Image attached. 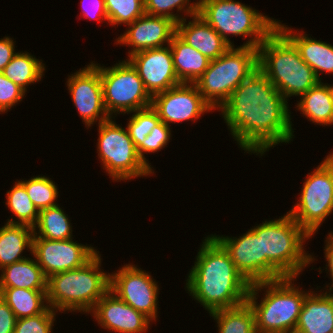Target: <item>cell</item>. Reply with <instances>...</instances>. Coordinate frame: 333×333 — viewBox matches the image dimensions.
Segmentation results:
<instances>
[{"label":"cell","mask_w":333,"mask_h":333,"mask_svg":"<svg viewBox=\"0 0 333 333\" xmlns=\"http://www.w3.org/2000/svg\"><path fill=\"white\" fill-rule=\"evenodd\" d=\"M288 101L257 69L245 79L218 111L246 154L261 158L281 143L295 138Z\"/></svg>","instance_id":"6da1fadb"},{"label":"cell","mask_w":333,"mask_h":333,"mask_svg":"<svg viewBox=\"0 0 333 333\" xmlns=\"http://www.w3.org/2000/svg\"><path fill=\"white\" fill-rule=\"evenodd\" d=\"M204 238L185 280L187 293L208 313L246 303L250 284L224 247L212 235Z\"/></svg>","instance_id":"7a4b0ae2"},{"label":"cell","mask_w":333,"mask_h":333,"mask_svg":"<svg viewBox=\"0 0 333 333\" xmlns=\"http://www.w3.org/2000/svg\"><path fill=\"white\" fill-rule=\"evenodd\" d=\"M280 217L250 228L261 237L262 282L285 277L299 279L302 271L317 261L304 247L311 237L287 212Z\"/></svg>","instance_id":"3957f363"},{"label":"cell","mask_w":333,"mask_h":333,"mask_svg":"<svg viewBox=\"0 0 333 333\" xmlns=\"http://www.w3.org/2000/svg\"><path fill=\"white\" fill-rule=\"evenodd\" d=\"M295 281L297 278L285 277L250 285L246 302L255 315L256 333L294 332L305 296L311 291H305Z\"/></svg>","instance_id":"277c9868"},{"label":"cell","mask_w":333,"mask_h":333,"mask_svg":"<svg viewBox=\"0 0 333 333\" xmlns=\"http://www.w3.org/2000/svg\"><path fill=\"white\" fill-rule=\"evenodd\" d=\"M98 252L84 266L47 278L48 306L60 313L88 314L110 290V273L102 267ZM102 269V270H101Z\"/></svg>","instance_id":"5b68a950"},{"label":"cell","mask_w":333,"mask_h":333,"mask_svg":"<svg viewBox=\"0 0 333 333\" xmlns=\"http://www.w3.org/2000/svg\"><path fill=\"white\" fill-rule=\"evenodd\" d=\"M258 69L287 101L301 97L320 81L277 27L258 46Z\"/></svg>","instance_id":"8992f818"},{"label":"cell","mask_w":333,"mask_h":333,"mask_svg":"<svg viewBox=\"0 0 333 333\" xmlns=\"http://www.w3.org/2000/svg\"><path fill=\"white\" fill-rule=\"evenodd\" d=\"M198 15L230 46L235 45L229 36H242L244 40L249 38L240 46L258 48L276 28L277 22L236 0H199Z\"/></svg>","instance_id":"52a82bcc"},{"label":"cell","mask_w":333,"mask_h":333,"mask_svg":"<svg viewBox=\"0 0 333 333\" xmlns=\"http://www.w3.org/2000/svg\"><path fill=\"white\" fill-rule=\"evenodd\" d=\"M257 69L258 48L231 46L219 58L210 61L195 85L215 111Z\"/></svg>","instance_id":"ba28073f"},{"label":"cell","mask_w":333,"mask_h":333,"mask_svg":"<svg viewBox=\"0 0 333 333\" xmlns=\"http://www.w3.org/2000/svg\"><path fill=\"white\" fill-rule=\"evenodd\" d=\"M98 127L96 150L101 168L113 182L134 180L155 172L139 157L127 128L117 124L115 117L101 122Z\"/></svg>","instance_id":"9c48e42d"},{"label":"cell","mask_w":333,"mask_h":333,"mask_svg":"<svg viewBox=\"0 0 333 333\" xmlns=\"http://www.w3.org/2000/svg\"><path fill=\"white\" fill-rule=\"evenodd\" d=\"M304 179L297 202L287 213L311 237L333 214V151Z\"/></svg>","instance_id":"30bf717a"},{"label":"cell","mask_w":333,"mask_h":333,"mask_svg":"<svg viewBox=\"0 0 333 333\" xmlns=\"http://www.w3.org/2000/svg\"><path fill=\"white\" fill-rule=\"evenodd\" d=\"M91 63L100 72L103 103L110 117H116L120 113L128 115L151 106L152 96L127 59L120 60L111 67L101 66L95 61Z\"/></svg>","instance_id":"8fae6325"},{"label":"cell","mask_w":333,"mask_h":333,"mask_svg":"<svg viewBox=\"0 0 333 333\" xmlns=\"http://www.w3.org/2000/svg\"><path fill=\"white\" fill-rule=\"evenodd\" d=\"M118 268L110 273V290L155 324L159 317L158 295L161 290L158 281L151 273L130 262Z\"/></svg>","instance_id":"7c38bea8"},{"label":"cell","mask_w":333,"mask_h":333,"mask_svg":"<svg viewBox=\"0 0 333 333\" xmlns=\"http://www.w3.org/2000/svg\"><path fill=\"white\" fill-rule=\"evenodd\" d=\"M86 66V67H85ZM75 73L67 75L66 87L87 129L110 118L103 103L99 70L90 62ZM98 122V123H96Z\"/></svg>","instance_id":"4fadbf2b"},{"label":"cell","mask_w":333,"mask_h":333,"mask_svg":"<svg viewBox=\"0 0 333 333\" xmlns=\"http://www.w3.org/2000/svg\"><path fill=\"white\" fill-rule=\"evenodd\" d=\"M99 251L91 246L78 243L73 239L48 240L33 238L32 254L46 278L51 275L84 266Z\"/></svg>","instance_id":"5bb4252c"},{"label":"cell","mask_w":333,"mask_h":333,"mask_svg":"<svg viewBox=\"0 0 333 333\" xmlns=\"http://www.w3.org/2000/svg\"><path fill=\"white\" fill-rule=\"evenodd\" d=\"M151 107L157 112L160 120L171 126L172 123L192 121L204 116V113L214 112L203 99L197 86L181 83L164 92L152 96Z\"/></svg>","instance_id":"9a60e30c"},{"label":"cell","mask_w":333,"mask_h":333,"mask_svg":"<svg viewBox=\"0 0 333 333\" xmlns=\"http://www.w3.org/2000/svg\"><path fill=\"white\" fill-rule=\"evenodd\" d=\"M125 27L127 30L115 39L114 45L131 48L128 57L143 50L168 46L176 34L174 21L146 13Z\"/></svg>","instance_id":"2e32d148"},{"label":"cell","mask_w":333,"mask_h":333,"mask_svg":"<svg viewBox=\"0 0 333 333\" xmlns=\"http://www.w3.org/2000/svg\"><path fill=\"white\" fill-rule=\"evenodd\" d=\"M151 96L180 85L170 46L137 52L127 58Z\"/></svg>","instance_id":"e0dca14e"},{"label":"cell","mask_w":333,"mask_h":333,"mask_svg":"<svg viewBox=\"0 0 333 333\" xmlns=\"http://www.w3.org/2000/svg\"><path fill=\"white\" fill-rule=\"evenodd\" d=\"M97 324L114 333H146L152 321L109 290L89 313Z\"/></svg>","instance_id":"ac0fdd59"},{"label":"cell","mask_w":333,"mask_h":333,"mask_svg":"<svg viewBox=\"0 0 333 333\" xmlns=\"http://www.w3.org/2000/svg\"><path fill=\"white\" fill-rule=\"evenodd\" d=\"M228 252L237 271L251 285L262 282L261 237L251 229L238 237L211 234Z\"/></svg>","instance_id":"d6986e66"},{"label":"cell","mask_w":333,"mask_h":333,"mask_svg":"<svg viewBox=\"0 0 333 333\" xmlns=\"http://www.w3.org/2000/svg\"><path fill=\"white\" fill-rule=\"evenodd\" d=\"M280 21L277 19L276 27L295 45L301 58L313 69L317 78L322 81L320 75L323 73L333 76V45L311 38L303 30L296 31Z\"/></svg>","instance_id":"ffe728a7"},{"label":"cell","mask_w":333,"mask_h":333,"mask_svg":"<svg viewBox=\"0 0 333 333\" xmlns=\"http://www.w3.org/2000/svg\"><path fill=\"white\" fill-rule=\"evenodd\" d=\"M311 289L305 296L294 333H330L333 329V290Z\"/></svg>","instance_id":"44dd1931"},{"label":"cell","mask_w":333,"mask_h":333,"mask_svg":"<svg viewBox=\"0 0 333 333\" xmlns=\"http://www.w3.org/2000/svg\"><path fill=\"white\" fill-rule=\"evenodd\" d=\"M192 19V20H191ZM176 24V34L188 45L215 60L231 46L198 14ZM188 22V23H187Z\"/></svg>","instance_id":"7402d4cb"},{"label":"cell","mask_w":333,"mask_h":333,"mask_svg":"<svg viewBox=\"0 0 333 333\" xmlns=\"http://www.w3.org/2000/svg\"><path fill=\"white\" fill-rule=\"evenodd\" d=\"M169 46L178 80L181 83L195 84L211 60L185 43L177 34L172 37Z\"/></svg>","instance_id":"603a6c76"},{"label":"cell","mask_w":333,"mask_h":333,"mask_svg":"<svg viewBox=\"0 0 333 333\" xmlns=\"http://www.w3.org/2000/svg\"><path fill=\"white\" fill-rule=\"evenodd\" d=\"M0 273V288L47 290V278L33 255L3 267Z\"/></svg>","instance_id":"cb8c5ba5"},{"label":"cell","mask_w":333,"mask_h":333,"mask_svg":"<svg viewBox=\"0 0 333 333\" xmlns=\"http://www.w3.org/2000/svg\"><path fill=\"white\" fill-rule=\"evenodd\" d=\"M295 106L314 125H333V101L328 83L319 81L300 97Z\"/></svg>","instance_id":"d4e9b609"},{"label":"cell","mask_w":333,"mask_h":333,"mask_svg":"<svg viewBox=\"0 0 333 333\" xmlns=\"http://www.w3.org/2000/svg\"><path fill=\"white\" fill-rule=\"evenodd\" d=\"M0 228V269L27 257L23 252L32 254L33 228L27 225L4 223Z\"/></svg>","instance_id":"484cf974"},{"label":"cell","mask_w":333,"mask_h":333,"mask_svg":"<svg viewBox=\"0 0 333 333\" xmlns=\"http://www.w3.org/2000/svg\"><path fill=\"white\" fill-rule=\"evenodd\" d=\"M45 67L42 59H37L28 51H18L2 73L27 93L29 85L36 84L43 79Z\"/></svg>","instance_id":"4316f807"},{"label":"cell","mask_w":333,"mask_h":333,"mask_svg":"<svg viewBox=\"0 0 333 333\" xmlns=\"http://www.w3.org/2000/svg\"><path fill=\"white\" fill-rule=\"evenodd\" d=\"M46 292L47 290L0 288V296L17 319L43 313L49 307Z\"/></svg>","instance_id":"83f0119b"},{"label":"cell","mask_w":333,"mask_h":333,"mask_svg":"<svg viewBox=\"0 0 333 333\" xmlns=\"http://www.w3.org/2000/svg\"><path fill=\"white\" fill-rule=\"evenodd\" d=\"M59 203L55 206L39 211L36 225L33 227V238H45L48 240H67L74 239L73 226Z\"/></svg>","instance_id":"f1b7e54d"},{"label":"cell","mask_w":333,"mask_h":333,"mask_svg":"<svg viewBox=\"0 0 333 333\" xmlns=\"http://www.w3.org/2000/svg\"><path fill=\"white\" fill-rule=\"evenodd\" d=\"M217 324L218 333H256L255 315L246 302L230 309L209 313Z\"/></svg>","instance_id":"f546056e"},{"label":"cell","mask_w":333,"mask_h":333,"mask_svg":"<svg viewBox=\"0 0 333 333\" xmlns=\"http://www.w3.org/2000/svg\"><path fill=\"white\" fill-rule=\"evenodd\" d=\"M5 205L14 214V219L8 218L6 223L27 225L32 228L36 225L39 211L30 200L25 186L18 179L11 190L7 191Z\"/></svg>","instance_id":"4dcf8cb0"},{"label":"cell","mask_w":333,"mask_h":333,"mask_svg":"<svg viewBox=\"0 0 333 333\" xmlns=\"http://www.w3.org/2000/svg\"><path fill=\"white\" fill-rule=\"evenodd\" d=\"M144 11L149 15L169 18L177 24L198 14L199 0L192 3L191 0H144Z\"/></svg>","instance_id":"1f68e13d"},{"label":"cell","mask_w":333,"mask_h":333,"mask_svg":"<svg viewBox=\"0 0 333 333\" xmlns=\"http://www.w3.org/2000/svg\"><path fill=\"white\" fill-rule=\"evenodd\" d=\"M51 179L45 175H38L28 180H19L38 211L57 205L56 201L60 195L58 187Z\"/></svg>","instance_id":"d6a6232c"},{"label":"cell","mask_w":333,"mask_h":333,"mask_svg":"<svg viewBox=\"0 0 333 333\" xmlns=\"http://www.w3.org/2000/svg\"><path fill=\"white\" fill-rule=\"evenodd\" d=\"M108 24L128 25L145 14L144 0H104Z\"/></svg>","instance_id":"836d02e7"},{"label":"cell","mask_w":333,"mask_h":333,"mask_svg":"<svg viewBox=\"0 0 333 333\" xmlns=\"http://www.w3.org/2000/svg\"><path fill=\"white\" fill-rule=\"evenodd\" d=\"M131 113L126 128L132 142L138 148L161 120L151 106Z\"/></svg>","instance_id":"e575fe53"},{"label":"cell","mask_w":333,"mask_h":333,"mask_svg":"<svg viewBox=\"0 0 333 333\" xmlns=\"http://www.w3.org/2000/svg\"><path fill=\"white\" fill-rule=\"evenodd\" d=\"M171 126H168L164 122L160 121V123L155 126L150 134L145 138L143 143L137 148V152L139 157L146 163L153 171L154 168L150 165L149 160L146 158L148 153L152 154L155 152H159L167 147V144L170 142L172 137ZM146 154V155H145Z\"/></svg>","instance_id":"d590c367"},{"label":"cell","mask_w":333,"mask_h":333,"mask_svg":"<svg viewBox=\"0 0 333 333\" xmlns=\"http://www.w3.org/2000/svg\"><path fill=\"white\" fill-rule=\"evenodd\" d=\"M58 312L48 307L36 316L17 319L14 333H53Z\"/></svg>","instance_id":"8d00e7d4"},{"label":"cell","mask_w":333,"mask_h":333,"mask_svg":"<svg viewBox=\"0 0 333 333\" xmlns=\"http://www.w3.org/2000/svg\"><path fill=\"white\" fill-rule=\"evenodd\" d=\"M26 92L13 83L0 72V114H5L9 110L21 103Z\"/></svg>","instance_id":"74e56055"},{"label":"cell","mask_w":333,"mask_h":333,"mask_svg":"<svg viewBox=\"0 0 333 333\" xmlns=\"http://www.w3.org/2000/svg\"><path fill=\"white\" fill-rule=\"evenodd\" d=\"M81 14L79 15L82 19L94 20L98 23H106L108 24V16L105 8L104 0H81ZM107 21V22H106Z\"/></svg>","instance_id":"f35d334b"},{"label":"cell","mask_w":333,"mask_h":333,"mask_svg":"<svg viewBox=\"0 0 333 333\" xmlns=\"http://www.w3.org/2000/svg\"><path fill=\"white\" fill-rule=\"evenodd\" d=\"M17 318L0 296V333H14Z\"/></svg>","instance_id":"ab89813d"},{"label":"cell","mask_w":333,"mask_h":333,"mask_svg":"<svg viewBox=\"0 0 333 333\" xmlns=\"http://www.w3.org/2000/svg\"><path fill=\"white\" fill-rule=\"evenodd\" d=\"M15 42L13 37L5 36L0 38V72L17 53L15 50Z\"/></svg>","instance_id":"60d3db41"},{"label":"cell","mask_w":333,"mask_h":333,"mask_svg":"<svg viewBox=\"0 0 333 333\" xmlns=\"http://www.w3.org/2000/svg\"><path fill=\"white\" fill-rule=\"evenodd\" d=\"M325 238L324 258L326 265L323 270L327 271L326 274L330 276L332 282L331 284L326 283L324 290H333V231L331 230Z\"/></svg>","instance_id":"b9f144b4"},{"label":"cell","mask_w":333,"mask_h":333,"mask_svg":"<svg viewBox=\"0 0 333 333\" xmlns=\"http://www.w3.org/2000/svg\"><path fill=\"white\" fill-rule=\"evenodd\" d=\"M329 87H330V92H331V95H332V101H333V84L331 85V84L329 83Z\"/></svg>","instance_id":"7bdbcfd3"}]
</instances>
